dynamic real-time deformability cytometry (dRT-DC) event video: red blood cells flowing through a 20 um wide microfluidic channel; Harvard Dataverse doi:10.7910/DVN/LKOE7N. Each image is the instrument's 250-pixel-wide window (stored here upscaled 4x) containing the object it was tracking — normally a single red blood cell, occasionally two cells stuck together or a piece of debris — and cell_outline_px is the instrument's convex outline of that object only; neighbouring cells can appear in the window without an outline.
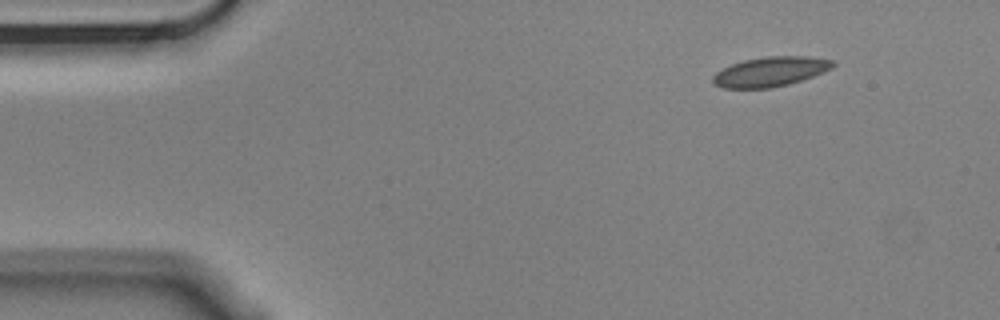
{"species": "Egyptian fruit bat (a non-hibernating species)", "species_latin": "Rousettus aegyptiacus", "temperature_condition": "cold", "stored_images_in_passage": 9, "camera_frame_rate_fps": 3000, "um_per_image_px": 0.085, "animal": {"sex": "male"}, "frame": {"image": 1, "passage_image": 1, "time_ms": 0.0, "image_size_px": [1000, 320], "cell_outline_px": [[836, 64], [832, 68], [812, 76], [788, 84], [772, 88], [724, 88], [716, 84], [712, 80], [712, 76], [716, 72], [732, 64], [744, 60], [768, 56], [808, 56], [836, 60]], "centroid_in_image_um": [65.51, 6.08], "position_along_channel_um": 19.5, "area_um2": 20.63}}
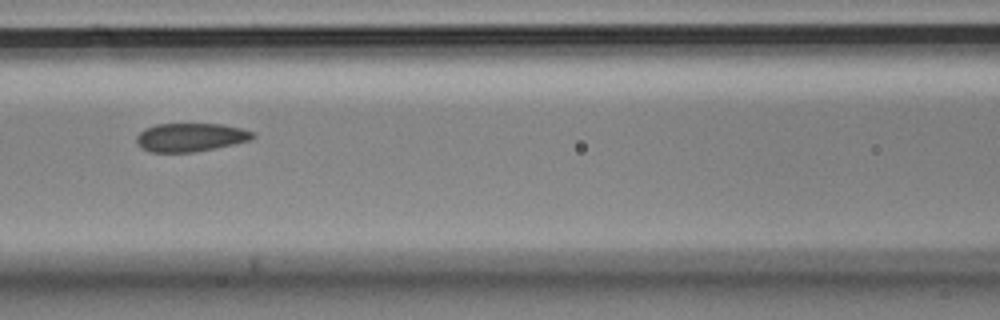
{"frame": {"image": 2, "passage_image": 6, "time_ms": 1.667, "image_size_px": [1000, 320], "cell_outline_px": [[256, 136], [248, 140], [232, 144], [192, 152], [148, 152], [140, 148], [136, 140], [136, 136], [144, 128], [156, 124], [224, 124], [256, 132]], "centroid_in_image_um": [16.15, 11.66], "position_along_channel_um": 150.4, "area_um2": 19.25}}
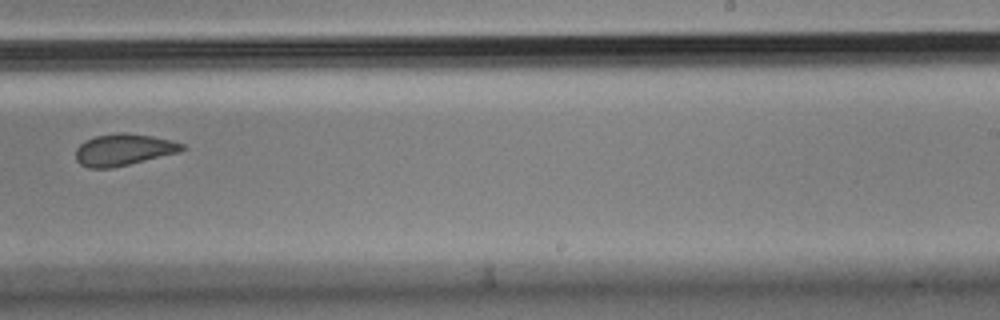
{"frame": {"image": 3, "passage_image": 9, "time_ms": 2.667, "image_size_px": [1000, 320], "cell_outline_px": [[184, 148], [180, 152], [112, 168], [88, 168], [80, 164], [76, 160], [76, 148], [80, 144], [96, 136], [120, 132], [124, 132], [152, 136], [172, 140], [184, 144]], "centroid_in_image_um": [10.5, 12.73], "position_along_channel_um": 278.5, "area_um2": 19.54}}